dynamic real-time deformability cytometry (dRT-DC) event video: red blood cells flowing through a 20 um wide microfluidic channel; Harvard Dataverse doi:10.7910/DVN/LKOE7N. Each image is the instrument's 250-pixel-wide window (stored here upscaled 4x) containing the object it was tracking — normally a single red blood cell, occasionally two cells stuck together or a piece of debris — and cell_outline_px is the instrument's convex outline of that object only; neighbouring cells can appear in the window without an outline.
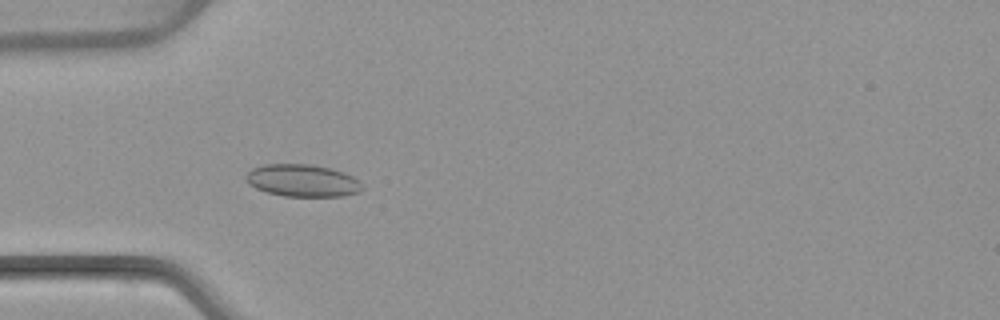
{"species": "common noctule bat (a hibernating species)", "species_latin": "Nyctalus noctula", "temperature_condition": "warm", "stored_images_in_passage": 4, "camera_frame_rate_fps": 3000, "um_per_image_px": 0.085, "animal": {"sex": "female", "body_mass_g": 22.7, "forearm_length_mm": 54.2}, "frame": {"image": 1, "passage_image": 4, "time_ms": 4.333, "image_size_px": [1000, 320], "cell_outline_px": [[364, 188], [360, 192], [344, 196], [284, 196], [268, 192], [256, 188], [248, 184], [244, 180], [244, 176], [252, 168], [264, 164], [312, 164], [332, 168], [344, 172], [360, 180]], "centroid_in_image_um": [25.73, 15.34], "position_along_channel_um": 59.3, "area_um2": 22.2}}